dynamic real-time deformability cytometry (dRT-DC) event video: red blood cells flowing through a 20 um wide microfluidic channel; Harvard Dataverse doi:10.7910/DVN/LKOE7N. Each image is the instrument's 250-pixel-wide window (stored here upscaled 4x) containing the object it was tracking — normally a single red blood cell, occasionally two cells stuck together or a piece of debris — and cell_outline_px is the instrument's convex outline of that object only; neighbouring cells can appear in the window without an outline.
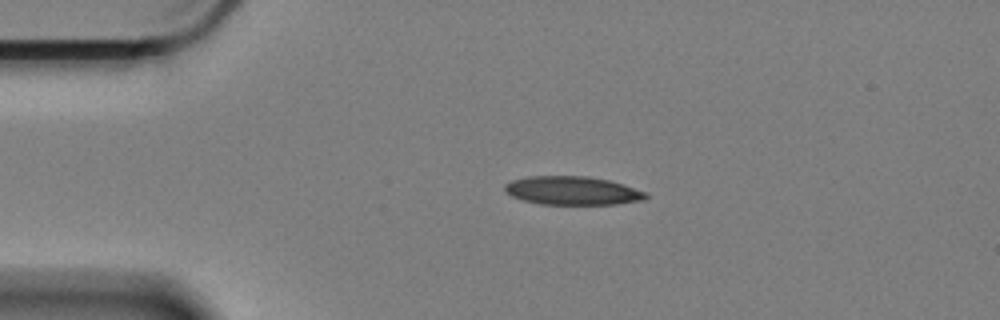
{"species": "Egyptian fruit bat (a non-hibernating species)", "species_latin": "Rousettus aegyptiacus", "temperature_condition": "cold", "stored_images_in_passage": 47, "camera_frame_rate_fps": 3000, "um_per_image_px": 0.085, "animal": {"sex": "female"}, "frame": {"image": 1, "passage_image": 1, "time_ms": 0.0, "image_size_px": [1000, 320], "cell_outline_px": [[648, 196], [644, 200], [616, 204], [540, 204], [524, 200], [512, 196], [504, 192], [504, 184], [512, 180], [528, 176], [588, 176], [608, 180], [624, 184], [648, 192]], "centroid_in_image_um": [48.67, 16.2], "position_along_channel_um": 36.3, "area_um2": 23.58}}
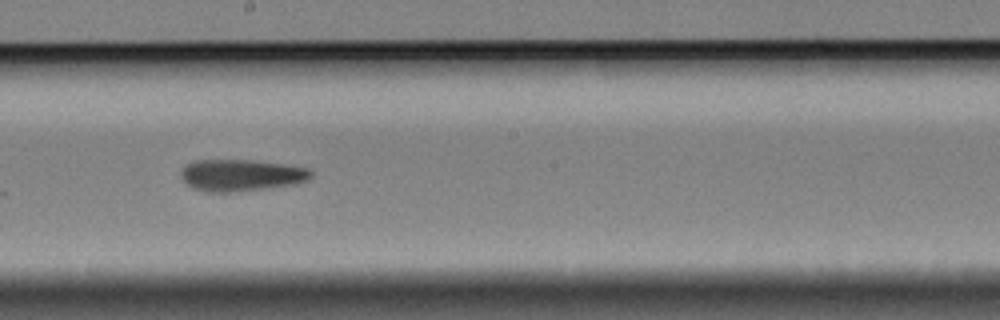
{"frame": {"image": 2, "passage_image": 21, "time_ms": 6.667, "image_size_px": [1000, 320], "cell_outline_px": [[312, 176], [296, 184], [228, 192], [208, 192], [196, 188], [188, 184], [180, 176], [180, 172], [184, 164], [196, 160], [252, 160], [284, 164], [308, 168], [312, 172]], "centroid_in_image_um": [20.46, 14.87], "position_along_channel_um": 227.7, "area_um2": 23.76}}
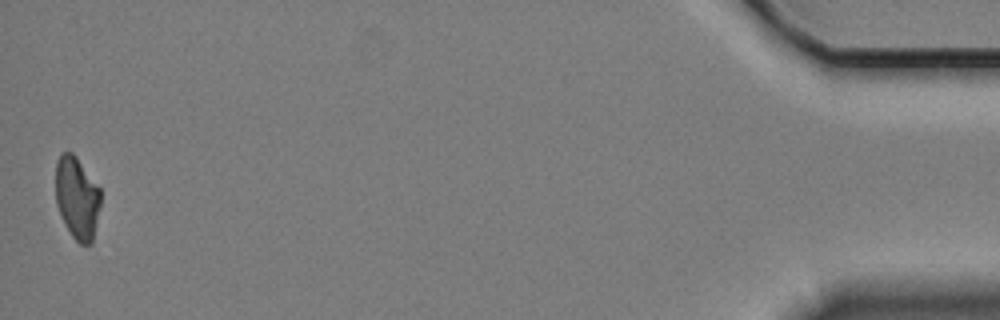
{"frame": {"image": 3, "passage_image": 47, "time_ms": 15.333, "image_size_px": [1000, 320], "cell_outline_px": [[100, 204], [92, 244], [80, 244], [72, 236], [64, 224], [56, 204], [56, 160], [60, 152], [72, 152], [76, 156], [100, 188]], "centroid_in_image_um": [6.53, 16.8], "position_along_channel_um": 428.7, "area_um2": 21.68}, "authors_computed_cell_mechanics": {"area_um2": 23.7558, "velocity_mm_per_s": 3.3578, "shape_relaxation_time_tau1_ms": 6.1694, "shape_relaxation_time_tau2_ms": 10.5152, "deformation_change_tau1": 0.1746, "deformation_change_tau2": 0.1999}}